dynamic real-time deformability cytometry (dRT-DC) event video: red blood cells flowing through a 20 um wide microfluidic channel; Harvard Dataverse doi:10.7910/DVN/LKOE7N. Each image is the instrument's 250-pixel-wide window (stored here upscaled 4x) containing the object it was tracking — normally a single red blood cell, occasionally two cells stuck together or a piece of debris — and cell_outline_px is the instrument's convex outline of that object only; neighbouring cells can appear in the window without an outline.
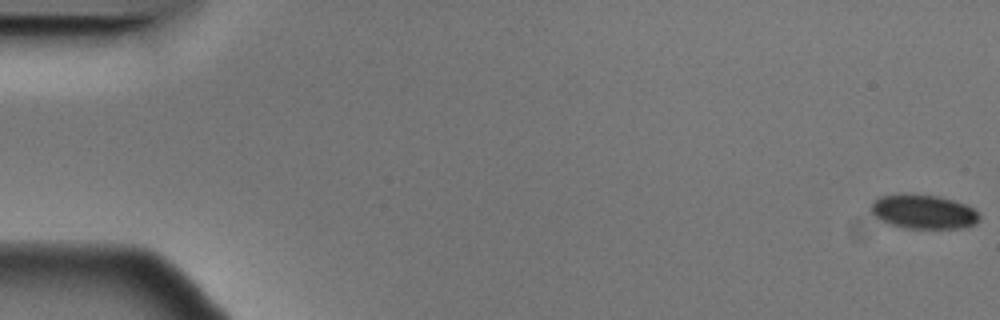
{"species": "Egyptian fruit bat (a non-hibernating species)", "species_latin": "Rousettus aegyptiacus", "temperature_condition": "cold", "stored_images_in_passage": 58, "camera_frame_rate_fps": 3000, "um_per_image_px": 0.085, "animal": {"sex": "male"}, "frame": {"image": 1, "passage_image": 1, "time_ms": 0.0, "image_size_px": [1000, 320], "cell_outline_px": [[980, 220], [976, 224], [960, 228], [904, 228], [888, 224], [880, 220], [872, 212], [872, 204], [880, 196], [936, 196], [952, 200], [964, 204], [972, 208], [980, 216]], "centroid_in_image_um": [78.53, 18.05], "position_along_channel_um": 6.5, "area_um2": 20.81}}
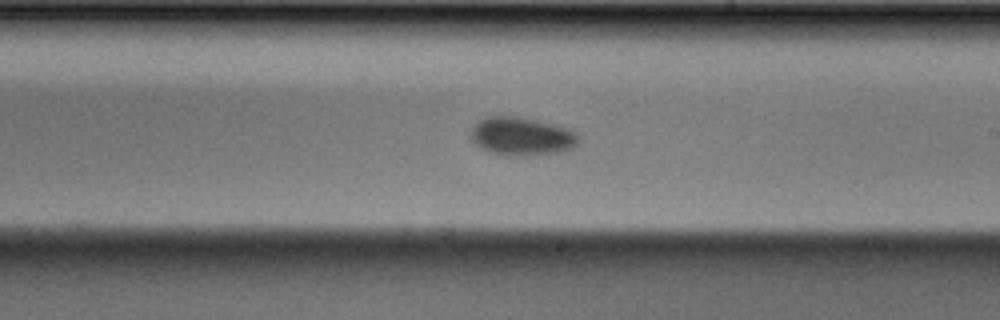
{"frame": {"image": 2, "passage_image": 34, "time_ms": 11.0, "image_size_px": [1000, 320], "cell_outline_px": [[580, 140], [572, 148], [560, 152], [516, 156], [508, 156], [488, 152], [480, 148], [472, 140], [472, 128], [480, 120], [488, 116], [520, 116], [568, 128], [576, 132]], "centroid_in_image_um": [44.35, 11.59], "position_along_channel_um": 244.7, "area_um2": 23.99}}
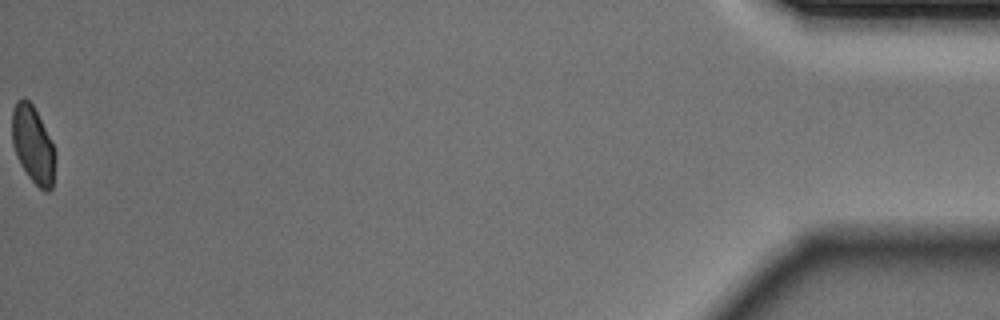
{"frame": {"image": 3, "passage_image": 58, "time_ms": 19.0, "image_size_px": [1000, 320], "cell_outline_px": [[56, 156], [52, 188], [48, 192], [44, 192], [28, 176], [20, 164], [16, 156], [12, 144], [12, 112], [16, 100], [24, 96], [32, 104], [56, 152]], "centroid_in_image_um": [2.79, 12.32], "position_along_channel_um": 432.4, "area_um2": 19.36}, "authors_computed_cell_mechanics": {"area_um2": 22.1374, "velocity_mm_per_s": 3.5435, "shape_relaxation_time_tau1_ms": 1.7351, "shape_relaxation_time_tau2_ms": null, "deformation_change_tau1": 0.0653, "deformation_change_tau2": null}}